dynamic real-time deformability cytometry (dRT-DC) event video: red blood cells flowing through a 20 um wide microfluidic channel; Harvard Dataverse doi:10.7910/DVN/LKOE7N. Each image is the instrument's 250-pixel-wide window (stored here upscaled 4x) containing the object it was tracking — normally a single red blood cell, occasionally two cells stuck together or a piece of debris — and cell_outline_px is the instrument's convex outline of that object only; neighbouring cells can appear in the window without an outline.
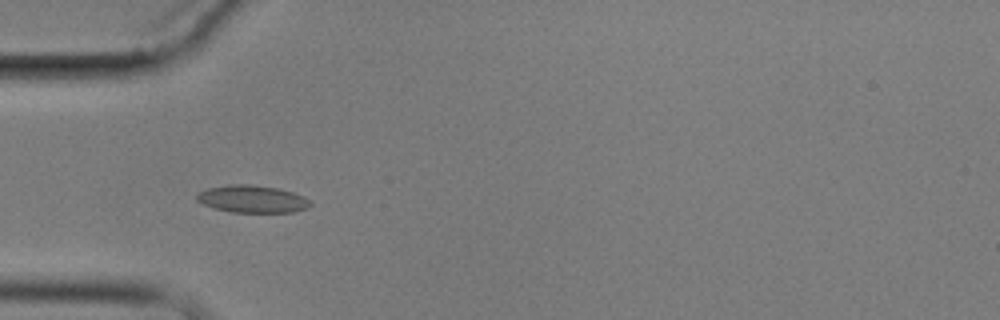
{"species": "common noctule bat (a hibernating species)", "species_latin": "Nyctalus noctula", "temperature_condition": "cold", "stored_images_in_passage": 4, "camera_frame_rate_fps": 3000, "um_per_image_px": 0.085, "animal": {"sex": "male", "body_mass_g": 17.9}, "frame": {"image": 1, "passage_image": 3, "time_ms": 4.0, "image_size_px": [1000, 320], "cell_outline_px": [[312, 204], [308, 208], [292, 212], [232, 212], [216, 208], [204, 204], [196, 200], [196, 196], [200, 192], [208, 188], [232, 184], [252, 184], [280, 188], [304, 196]], "centroid_in_image_um": [21.47, 16.91], "position_along_channel_um": 63.5, "area_um2": 18.03}}
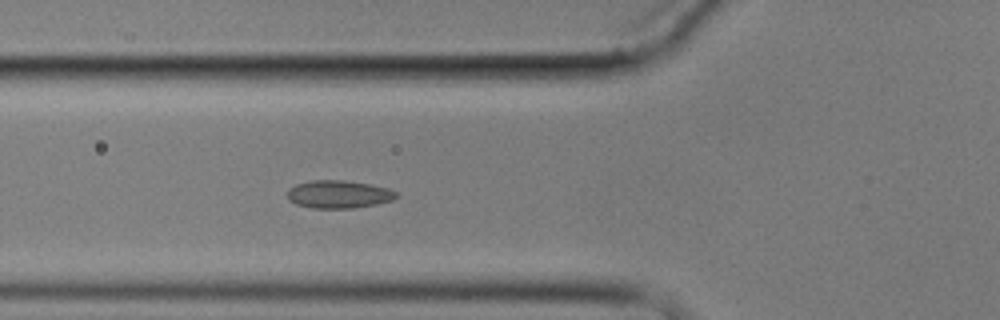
{"frame": {"image": 2, "passage_image": 4, "time_ms": 5.0, "image_size_px": [1000, 320], "cell_outline_px": [[400, 196], [392, 200], [376, 204], [352, 208], [312, 208], [296, 204], [288, 200], [288, 188], [296, 184], [312, 180], [344, 180], [368, 184], [388, 188], [396, 192]], "centroid_in_image_um": [28.78, 16.51], "position_along_channel_um": 97.0, "area_um2": 17.69}}